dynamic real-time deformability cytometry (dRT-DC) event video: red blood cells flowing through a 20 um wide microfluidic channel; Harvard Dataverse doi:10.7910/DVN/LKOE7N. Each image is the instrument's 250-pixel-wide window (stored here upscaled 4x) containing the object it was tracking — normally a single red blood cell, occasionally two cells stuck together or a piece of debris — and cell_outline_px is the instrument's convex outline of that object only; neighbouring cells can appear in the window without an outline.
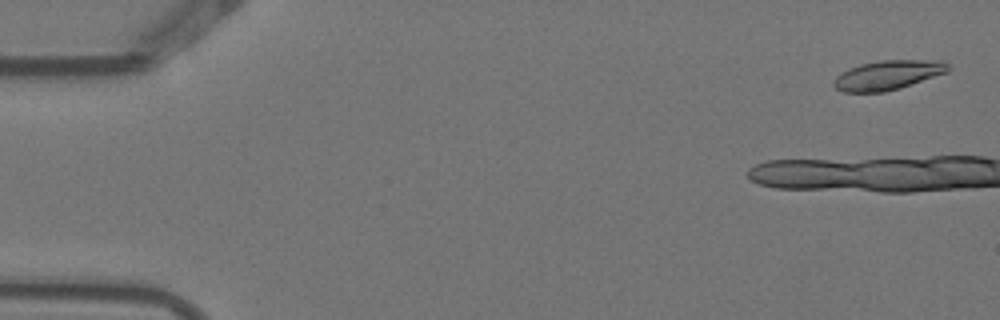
{"species": "Egyptian fruit bat (a non-hibernating species)", "species_latin": "Rousettus aegyptiacus", "temperature_condition": "warm", "stored_images_in_passage": 5, "camera_frame_rate_fps": 3000, "um_per_image_px": 0.085, "animal": {"sex": "female"}, "frame": {"image": 1, "passage_image": 1, "time_ms": 0.0, "image_size_px": [1000, 320], "cell_outline_px": [[952, 68], [948, 72], [900, 88], [884, 92], [844, 92], [836, 88], [832, 84], [832, 80], [840, 72], [860, 64], [880, 60], [940, 60], [948, 64]], "centroid_in_image_um": [75.46, 6.38], "position_along_channel_um": 9.5, "area_um2": 19.77}}